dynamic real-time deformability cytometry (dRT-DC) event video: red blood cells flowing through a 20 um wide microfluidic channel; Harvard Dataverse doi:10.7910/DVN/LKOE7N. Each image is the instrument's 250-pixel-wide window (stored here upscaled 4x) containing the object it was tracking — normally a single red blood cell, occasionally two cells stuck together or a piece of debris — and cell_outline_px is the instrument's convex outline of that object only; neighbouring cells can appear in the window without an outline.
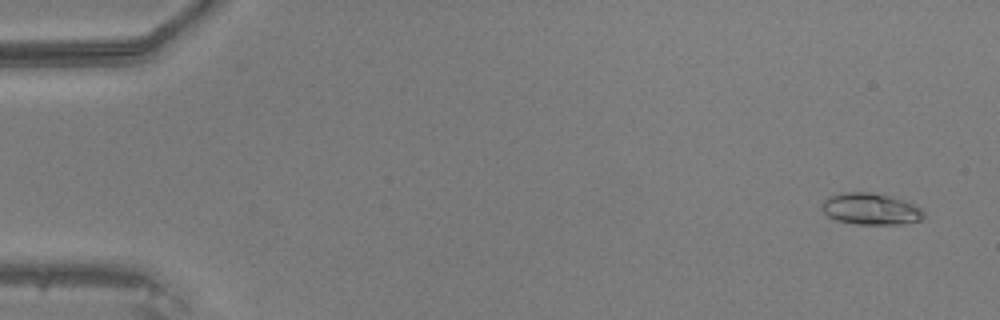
{"species": "common noctule bat (a hibernating species)", "species_latin": "Nyctalus noctula", "temperature_condition": "warm", "stored_images_in_passage": 48, "camera_frame_rate_fps": 3000, "um_per_image_px": 0.085, "animal": {"sex": "male", "body_mass_g": 20.5, "forearm_length_mm": 52.5}, "frame": {"image": 1, "passage_image": 3, "time_ms": 0.667, "image_size_px": [1000, 320], "cell_outline_px": [[924, 216], [920, 220], [904, 224], [856, 224], [836, 220], [828, 216], [820, 208], [824, 200], [828, 196], [844, 192], [868, 192], [888, 196], [912, 204], [920, 208], [924, 212]], "centroid_in_image_um": [73.96, 17.77], "position_along_channel_um": 11.0, "area_um2": 18.55}}
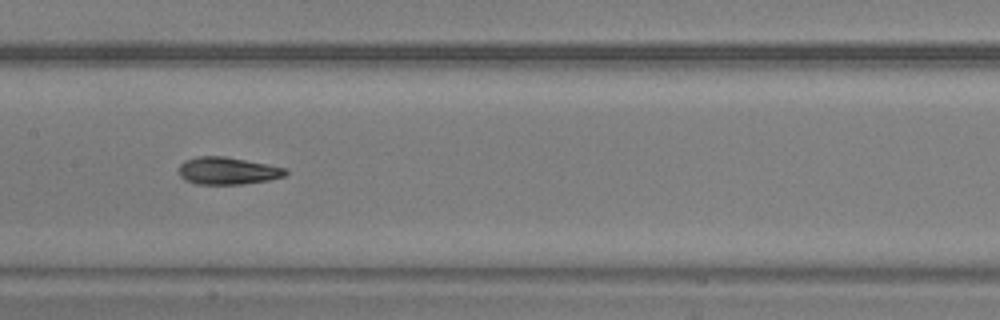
{"frame": {"image": 2, "passage_image": 25, "time_ms": 8.0, "image_size_px": [1000, 320], "cell_outline_px": [[288, 172], [284, 176], [268, 180], [244, 184], [196, 184], [184, 180], [180, 176], [180, 164], [184, 160], [196, 156], [224, 156], [284, 168]], "centroid_in_image_um": [19.29, 14.52], "position_along_channel_um": 188.1, "area_um2": 16.82}}
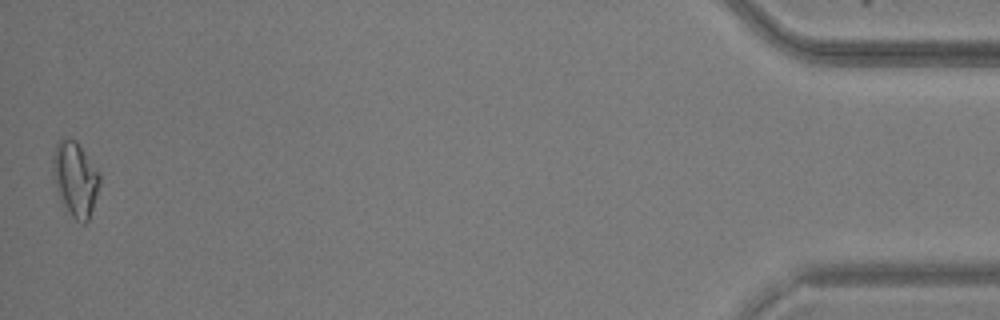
{"frame": {"image": 3, "passage_image": 48, "time_ms": 15.667, "image_size_px": [1000, 320], "cell_outline_px": [[100, 184], [88, 220], [84, 224], [76, 220], [72, 216], [64, 204], [56, 188], [52, 172], [52, 156], [56, 144], [64, 136], [68, 136], [76, 140], [100, 172]], "centroid_in_image_um": [6.39, 15.14], "position_along_channel_um": 428.8, "area_um2": 20.35}}